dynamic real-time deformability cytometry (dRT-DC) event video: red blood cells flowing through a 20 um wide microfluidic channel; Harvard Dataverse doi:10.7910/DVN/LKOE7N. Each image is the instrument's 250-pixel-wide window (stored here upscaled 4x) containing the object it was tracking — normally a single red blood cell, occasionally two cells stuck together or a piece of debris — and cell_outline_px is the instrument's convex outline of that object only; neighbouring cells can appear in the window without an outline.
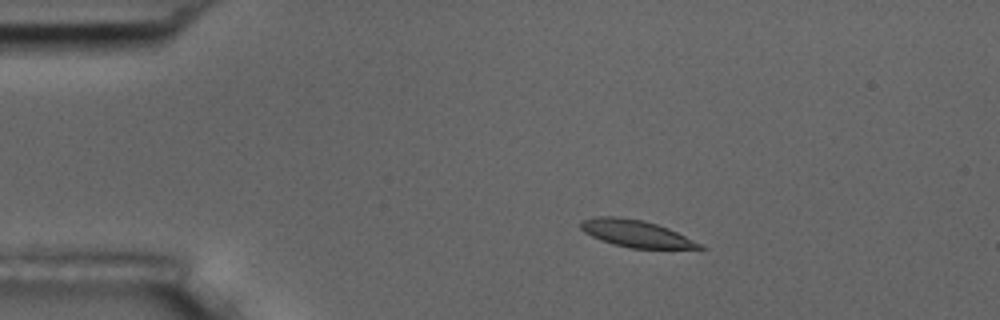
{"species": "common noctule bat (a hibernating species)", "species_latin": "Nyctalus noctula", "temperature_condition": "room temperature", "stored_images_in_passage": 47, "camera_frame_rate_fps": 3000, "um_per_image_px": 0.085, "animal": {"sex": "male", "body_mass_g": 17.5, "forearm_length_mm": 52.3}, "frame": {"image": 1, "passage_image": 1, "time_ms": 0.0, "image_size_px": [1000, 320], "cell_outline_px": [[708, 248], [632, 248], [612, 244], [600, 240], [584, 232], [580, 228], [580, 220], [592, 216], [620, 216], [640, 220], [656, 224], [668, 228], [704, 244]], "centroid_in_image_um": [54.03, 19.84], "position_along_channel_um": 31.0, "area_um2": 18.79}}
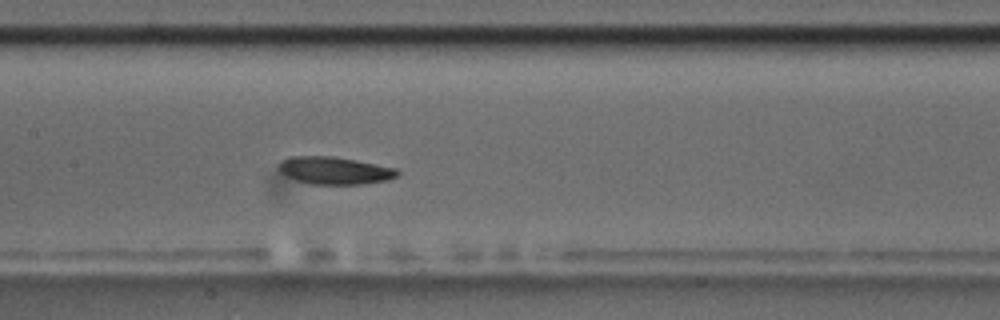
{"frame": {"image": 2, "passage_image": 18, "time_ms": 5.667, "image_size_px": [1000, 320], "cell_outline_px": [[400, 172], [396, 176], [388, 180], [360, 184], [308, 184], [296, 180], [280, 172], [280, 164], [284, 160], [292, 156], [332, 156], [396, 168]], "centroid_in_image_um": [28.45, 14.5], "position_along_channel_um": 178.9, "area_um2": 18.67}}
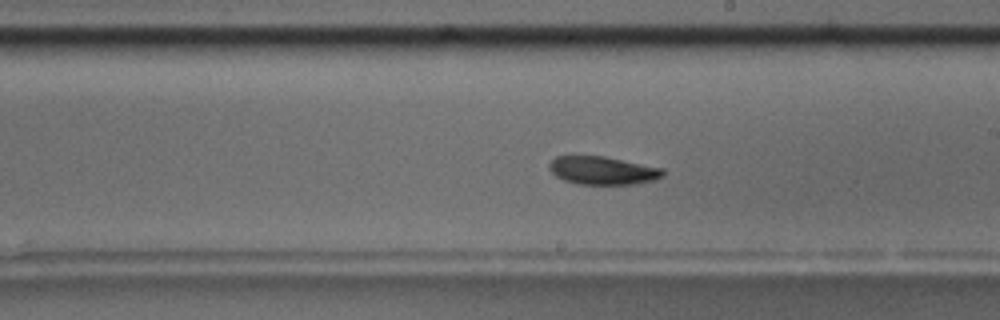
{"frame": {"image": 3, "passage_image": 23, "time_ms": 7.333, "image_size_px": [1000, 320], "cell_outline_px": [[664, 176], [656, 180], [636, 184], [580, 184], [564, 180], [556, 176], [548, 168], [548, 164], [556, 156], [604, 156], [664, 168]], "centroid_in_image_um": [51.26, 14.49], "position_along_channel_um": 237.7, "area_um2": 18.73}, "authors_computed_cell_mechanics": {"area_um2": 19.2474, "velocity_mm_per_s": 3.547, "shape_relaxation_time_tau1_ms": 3.2075, "shape_relaxation_time_tau2_ms": 5.1154, "deformation_change_tau1": 0.1078, "deformation_change_tau2": 0.1031}}